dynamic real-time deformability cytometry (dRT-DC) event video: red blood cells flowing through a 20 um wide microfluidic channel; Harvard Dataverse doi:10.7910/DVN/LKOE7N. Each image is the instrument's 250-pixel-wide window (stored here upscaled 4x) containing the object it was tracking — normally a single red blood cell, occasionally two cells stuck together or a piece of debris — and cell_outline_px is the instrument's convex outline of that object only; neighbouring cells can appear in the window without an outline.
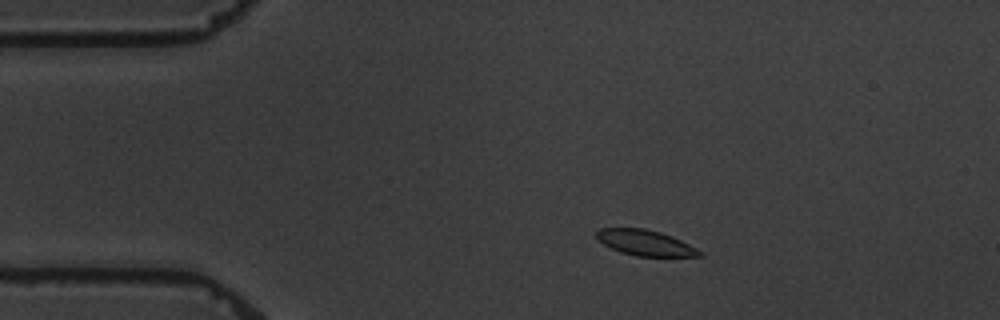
{"species": "common noctule bat (a hibernating species)", "species_latin": "Nyctalus noctula", "temperature_condition": "warm", "stored_images_in_passage": 5, "camera_frame_rate_fps": 3000, "um_per_image_px": 0.085, "animal": {"sex": "male", "body_mass_g": 19.5, "forearm_length_mm": 54.6}, "frame": {"image": 1, "passage_image": 1, "time_ms": 0.0, "image_size_px": [1000, 320], "cell_outline_px": [[704, 256], [636, 256], [620, 252], [596, 240], [596, 232], [600, 228], [644, 228], [660, 232], [672, 236], [704, 252]], "centroid_in_image_um": [54.84, 20.63], "position_along_channel_um": 30.2, "area_um2": 15.37}}
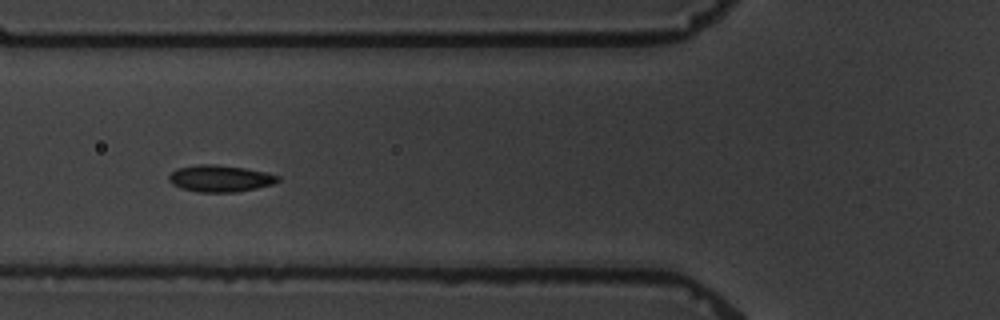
{"frame": {"image": 2, "passage_image": 4, "time_ms": 3.667, "image_size_px": [1000, 320], "cell_outline_px": [[280, 180], [272, 184], [256, 188], [236, 192], [200, 192], [180, 188], [172, 184], [168, 180], [168, 176], [176, 168], [196, 164], [216, 164], [244, 168], [264, 172], [280, 176]], "centroid_in_image_um": [18.67, 15.16], "position_along_channel_um": 107.1, "area_um2": 16.99}}
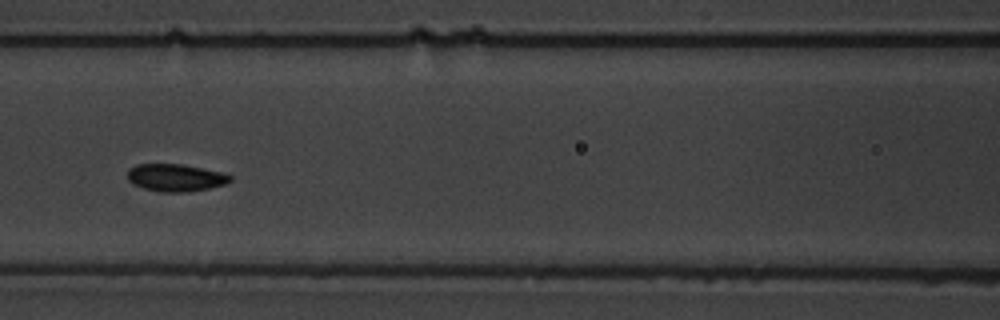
{"frame": {"image": 3, "passage_image": 5, "time_ms": 5.0, "image_size_px": [1000, 320], "cell_outline_px": [[232, 180], [224, 184], [208, 188], [188, 192], [160, 192], [144, 188], [132, 184], [128, 180], [128, 168], [136, 164], [184, 164], [224, 172], [232, 176]], "centroid_in_image_um": [14.92, 15.09], "position_along_channel_um": 151.7, "area_um2": 16.59}}